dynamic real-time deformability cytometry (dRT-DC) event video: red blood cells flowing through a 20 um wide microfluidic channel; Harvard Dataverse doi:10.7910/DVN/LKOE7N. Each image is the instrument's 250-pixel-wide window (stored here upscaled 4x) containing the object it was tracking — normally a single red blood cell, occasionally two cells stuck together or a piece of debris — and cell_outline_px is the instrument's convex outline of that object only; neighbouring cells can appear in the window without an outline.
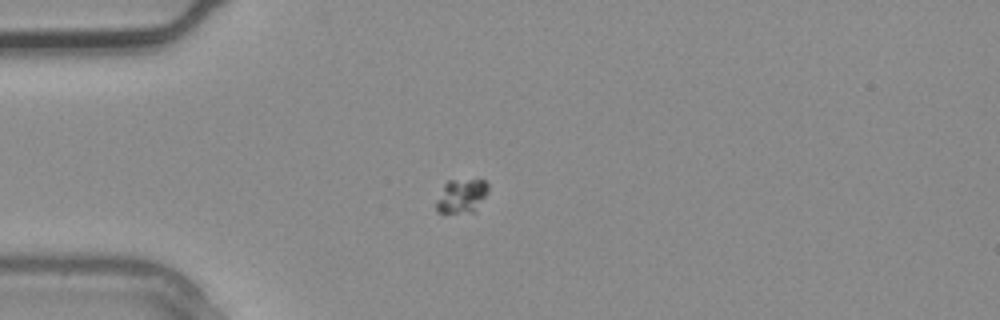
{"species": "common noctule bat (a hibernating species)", "species_latin": "Nyctalus noctula", "temperature_condition": "warm", "stored_images_in_passage": 2, "camera_frame_rate_fps": 3000, "um_per_image_px": 0.085, "animal": {"sex": "male", "body_mass_g": 20.4}, "frame": {"image": 1, "passage_image": 2, "time_ms": 0.333, "image_size_px": [1000, 320], "cell_outline_px": [[488, 192], [476, 212], [444, 216], [436, 212], [436, 200], [444, 184], [448, 180], [484, 180], [488, 184]], "centroid_in_image_um": [39.2, 16.74], "position_along_channel_um": 45.8, "area_um2": 10.92}}